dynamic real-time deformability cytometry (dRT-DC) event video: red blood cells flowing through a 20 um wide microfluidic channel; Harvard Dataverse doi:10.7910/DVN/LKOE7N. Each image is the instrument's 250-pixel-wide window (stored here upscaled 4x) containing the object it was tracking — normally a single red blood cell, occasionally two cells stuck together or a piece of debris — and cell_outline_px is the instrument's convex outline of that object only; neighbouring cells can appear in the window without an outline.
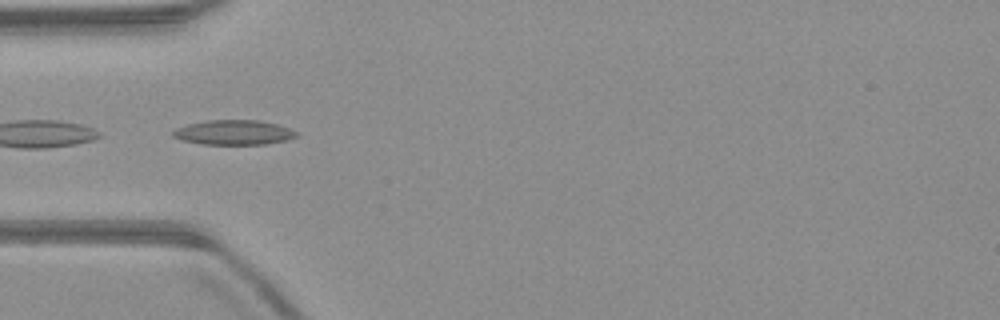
{"species": "common noctule bat (a hibernating species)", "species_latin": "Nyctalus noctula", "temperature_condition": "warm", "stored_images_in_passage": 13, "camera_frame_rate_fps": 3000, "um_per_image_px": 0.085, "animal": {"sex": "male", "body_mass_g": 23.1, "forearm_length_mm": 52.7}, "frame": {"image": 1, "passage_image": 6, "time_ms": 1.667, "image_size_px": [1000, 320], "cell_outline_px": [[300, 136], [268, 144], [200, 144], [180, 140], [172, 136], [172, 132], [176, 128], [188, 124], [208, 120], [256, 120], [276, 124], [300, 132]], "centroid_in_image_um": [19.87, 11.26], "position_along_channel_um": 65.1, "area_um2": 17.86}}